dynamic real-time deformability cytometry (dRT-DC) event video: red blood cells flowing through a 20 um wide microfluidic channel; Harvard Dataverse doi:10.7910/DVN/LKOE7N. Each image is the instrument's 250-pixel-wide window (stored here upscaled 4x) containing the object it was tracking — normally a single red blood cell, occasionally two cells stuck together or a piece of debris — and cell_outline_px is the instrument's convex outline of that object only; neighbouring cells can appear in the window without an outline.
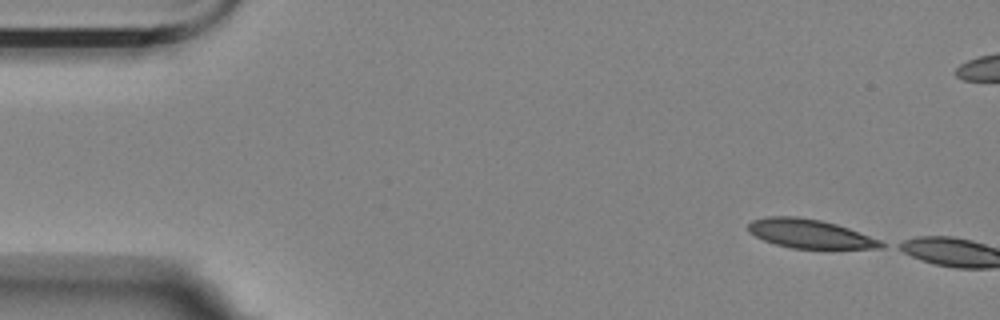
{"species": "Egyptian fruit bat (a non-hibernating species)", "species_latin": "Rousettus aegyptiacus", "temperature_condition": "room temperature", "stored_images_in_passage": 3, "camera_frame_rate_fps": 3000, "um_per_image_px": 0.085, "animal": {"sex": "female"}, "frame": {"image": 1, "passage_image": 1, "time_ms": 0.0, "image_size_px": [1000, 320], "cell_outline_px": [[888, 244], [884, 248], [792, 248], [776, 244], [764, 240], [748, 232], [748, 224], [752, 220], [768, 216], [796, 216], [820, 220], [836, 224], [848, 228], [880, 240]], "centroid_in_image_um": [68.83, 19.86], "position_along_channel_um": 16.2, "area_um2": 22.2}}